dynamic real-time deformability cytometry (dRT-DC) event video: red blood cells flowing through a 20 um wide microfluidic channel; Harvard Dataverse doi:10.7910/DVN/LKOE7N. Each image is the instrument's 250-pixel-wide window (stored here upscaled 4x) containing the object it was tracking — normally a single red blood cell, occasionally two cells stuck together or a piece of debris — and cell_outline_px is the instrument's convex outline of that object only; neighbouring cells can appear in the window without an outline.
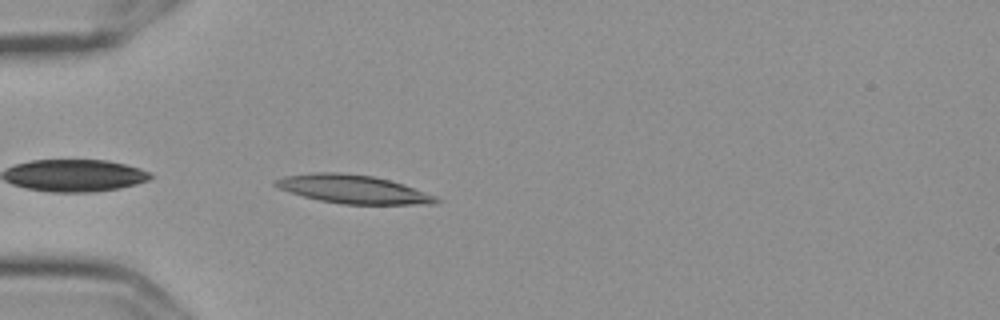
{"species": "Egyptian fruit bat (a non-hibernating species)", "species_latin": "Rousettus aegyptiacus", "temperature_condition": "cold", "stored_images_in_passage": 4, "camera_frame_rate_fps": 3000, "um_per_image_px": 0.085, "frame": {"image": 1, "passage_image": 4, "time_ms": 1.0, "image_size_px": [1000, 320], "cell_outline_px": [[444, 200], [436, 204], [344, 204], [320, 200], [288, 192], [272, 184], [272, 180], [284, 176], [312, 172], [340, 172], [372, 176], [404, 184], [436, 196]], "centroid_in_image_um": [30.01, 16.08], "position_along_channel_um": 55.0, "area_um2": 26.7}}